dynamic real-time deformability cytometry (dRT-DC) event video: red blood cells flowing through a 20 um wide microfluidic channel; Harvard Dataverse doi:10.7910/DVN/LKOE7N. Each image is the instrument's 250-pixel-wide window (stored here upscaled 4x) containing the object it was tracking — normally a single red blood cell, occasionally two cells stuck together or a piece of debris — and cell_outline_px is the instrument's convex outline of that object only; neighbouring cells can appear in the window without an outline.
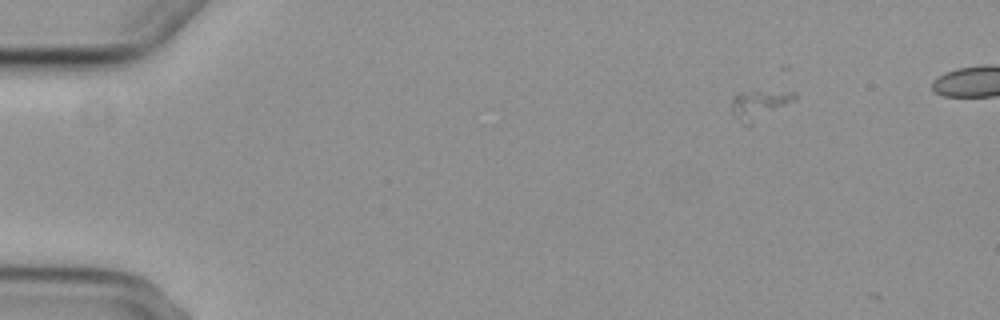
{"species": "common noctule bat (a hibernating species)", "species_latin": "Nyctalus noctula", "temperature_condition": "cold", "stored_images_in_passage": 7, "camera_frame_rate_fps": 3000, "um_per_image_px": 0.085, "animal": {"sex": "female", "body_mass_g": 29.2, "forearm_length_mm": 56.3}, "frame": {"image": 1, "passage_image": 2, "time_ms": 2.0, "image_size_px": [1000, 320], "cell_outline_px": [[796, 100], [748, 128], [732, 112], [732, 96], [740, 92], [796, 92]], "centroid_in_image_um": [64.55, 8.94], "position_along_channel_um": 20.5, "area_um2": 10.75}}
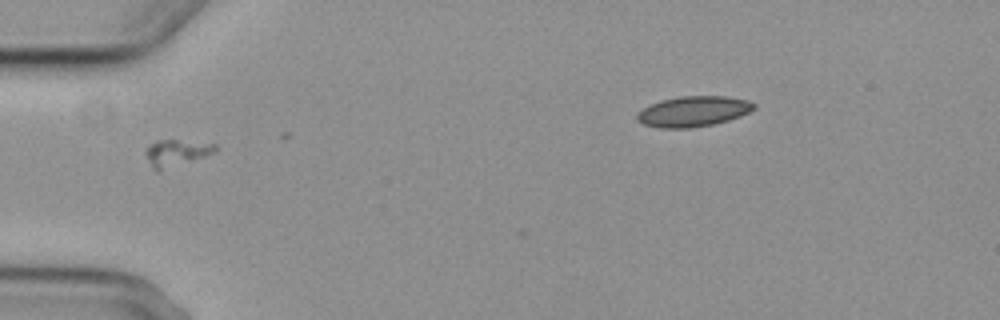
{"frame": {"image": 2, "passage_image": 6, "time_ms": 6.0, "image_size_px": [1000, 320], "cell_outline_px": [[216, 152], [160, 172], [156, 172], [152, 168], [144, 152], [156, 140], [176, 140], [216, 144]], "centroid_in_image_um": [14.97, 13.02], "position_along_channel_um": 70.0, "area_um2": 10.75}}